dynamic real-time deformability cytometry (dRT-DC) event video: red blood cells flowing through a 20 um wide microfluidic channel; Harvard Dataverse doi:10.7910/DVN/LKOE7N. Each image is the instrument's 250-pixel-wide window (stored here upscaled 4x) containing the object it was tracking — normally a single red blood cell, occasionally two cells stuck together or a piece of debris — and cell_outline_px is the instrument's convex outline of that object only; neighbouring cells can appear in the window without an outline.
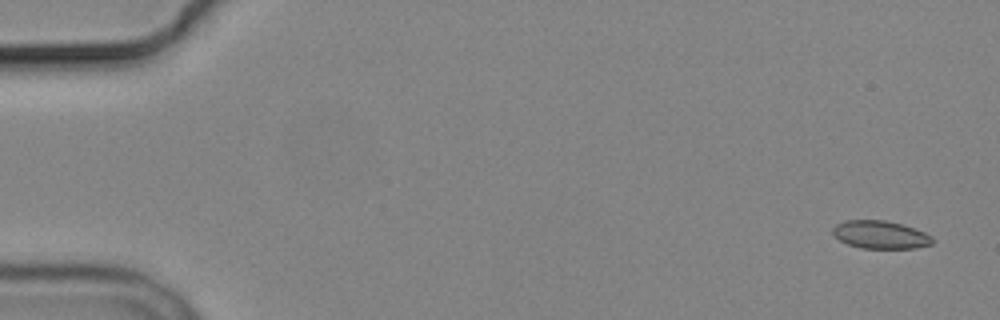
{"species": "common noctule bat (a hibernating species)", "species_latin": "Nyctalus noctula", "temperature_condition": "cold", "stored_images_in_passage": 5, "camera_frame_rate_fps": 3000, "um_per_image_px": 0.085, "animal": {"sex": "male", "body_mass_g": 19.2, "forearm_length_mm": 51.8}, "frame": {"image": 1, "passage_image": 1, "time_ms": 0.0, "image_size_px": [1000, 320], "cell_outline_px": [[932, 244], [916, 248], [860, 248], [848, 244], [840, 240], [832, 232], [832, 228], [836, 224], [844, 220], [884, 220], [900, 224], [924, 232], [932, 236]], "centroid_in_image_um": [74.81, 19.95], "position_along_channel_um": 10.2, "area_um2": 16.07}}
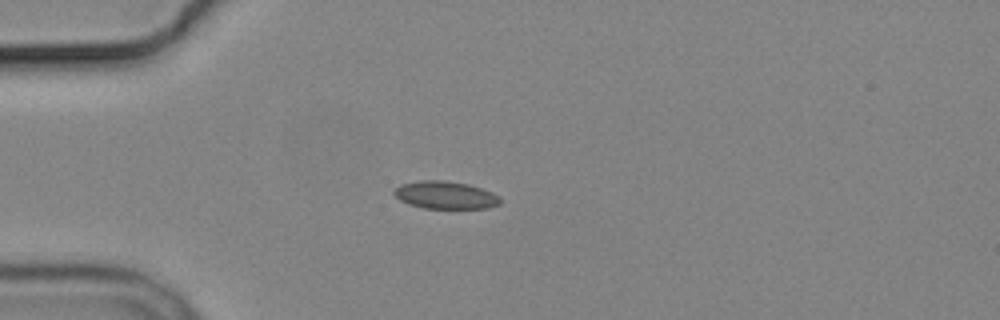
{"frame": {"image": 2, "passage_image": 5, "time_ms": 4.333, "image_size_px": [1000, 320], "cell_outline_px": [[500, 204], [488, 208], [424, 208], [408, 204], [400, 200], [392, 192], [400, 184], [420, 180], [444, 180], [468, 184], [492, 192], [500, 196]], "centroid_in_image_um": [37.85, 16.58], "position_along_channel_um": 47.1, "area_um2": 17.11}}